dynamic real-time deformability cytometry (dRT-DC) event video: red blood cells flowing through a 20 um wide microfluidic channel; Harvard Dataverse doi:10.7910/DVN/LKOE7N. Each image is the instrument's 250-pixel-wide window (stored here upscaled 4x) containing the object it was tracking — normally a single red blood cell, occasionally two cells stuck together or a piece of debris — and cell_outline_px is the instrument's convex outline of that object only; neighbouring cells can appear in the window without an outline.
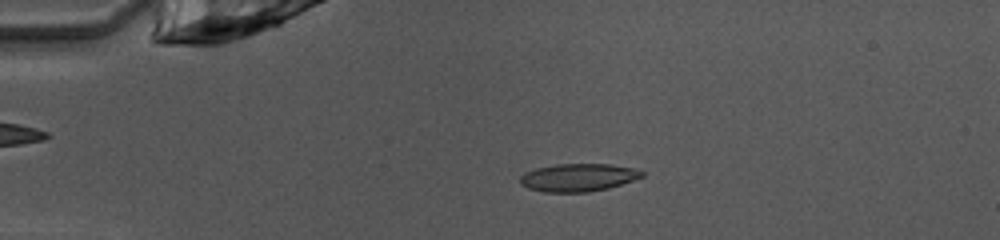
{"species": "common noctule bat (a hibernating species)", "species_latin": "Nyctalus noctula", "temperature_condition": "warm", "stored_images_in_passage": 41, "camera_frame_rate_fps": 3000, "um_per_image_px": 0.085, "animal": {"sex": "female", "body_mass_g": 10.0, "forearm_length_mm": 53.1}, "frame": {"image": 1, "passage_image": 3, "time_ms": 0.667, "image_size_px": [1000, 240], "cell_outline_px": [[644, 176], [608, 188], [588, 192], [544, 192], [528, 188], [520, 184], [520, 176], [524, 172], [536, 168], [556, 164], [612, 164], [632, 168], [644, 172]], "centroid_in_image_um": [49.11, 15.08], "position_along_channel_um": 35.9, "area_um2": 19.71}}
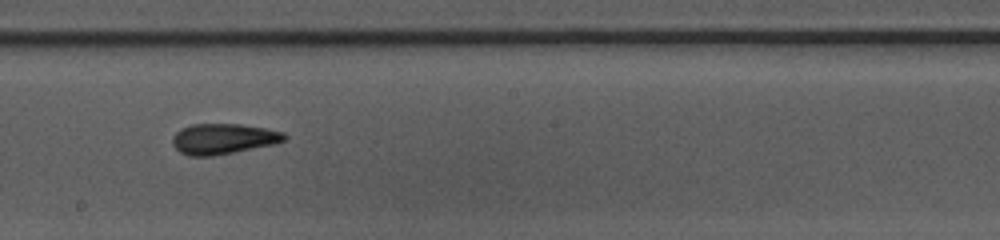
{"frame": {"image": 2, "passage_image": 20, "time_ms": 6.333, "image_size_px": [1000, 240], "cell_outline_px": [[288, 136], [284, 140], [276, 144], [212, 156], [188, 156], [180, 152], [172, 144], [172, 136], [180, 128], [192, 124], [240, 124], [264, 128], [284, 132]], "centroid_in_image_um": [18.96, 11.8], "position_along_channel_um": 229.2, "area_um2": 20.0}}
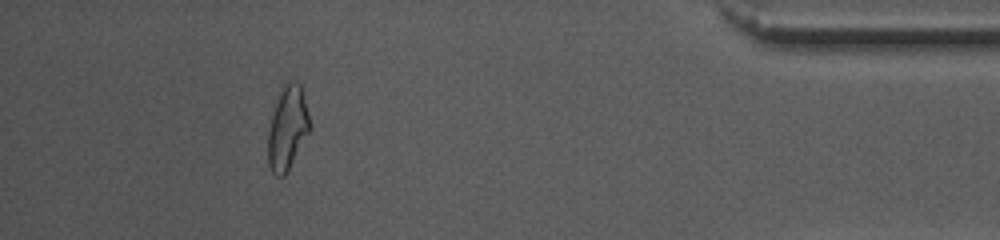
{"frame": {"image": 3, "passage_image": 37, "time_ms": 12.0, "image_size_px": [1000, 240], "cell_outline_px": [[308, 132], [284, 176], [276, 176], [272, 172], [268, 164], [268, 132], [272, 116], [280, 92], [288, 80], [292, 80], [300, 84], [308, 116]], "centroid_in_image_um": [24.4, 10.9], "position_along_channel_um": 410.8, "area_um2": 19.36}, "authors_computed_cell_mechanics": {"area_um2": 19.4786, "velocity_mm_per_s": 4.0499, "shape_relaxation_time_tau1_ms": 6.9669, "shape_relaxation_time_tau2_ms": 1.5516, "deformation_change_tau1": 0.2047, "deformation_change_tau2": 0.0928}}